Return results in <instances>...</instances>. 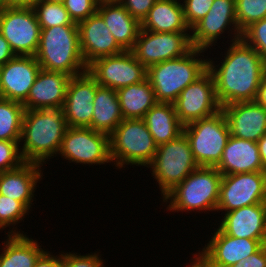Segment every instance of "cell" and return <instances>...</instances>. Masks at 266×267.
<instances>
[{
  "label": "cell",
  "instance_id": "6da1fadb",
  "mask_svg": "<svg viewBox=\"0 0 266 267\" xmlns=\"http://www.w3.org/2000/svg\"><path fill=\"white\" fill-rule=\"evenodd\" d=\"M217 69L208 60V71L214 79L216 97L221 107L236 102L254 101L266 75V63L259 53L242 39L232 43Z\"/></svg>",
  "mask_w": 266,
  "mask_h": 267
},
{
  "label": "cell",
  "instance_id": "7a4b0ae2",
  "mask_svg": "<svg viewBox=\"0 0 266 267\" xmlns=\"http://www.w3.org/2000/svg\"><path fill=\"white\" fill-rule=\"evenodd\" d=\"M68 128L62 108L25 110L21 140V155L25 162L42 164L57 154Z\"/></svg>",
  "mask_w": 266,
  "mask_h": 267
},
{
  "label": "cell",
  "instance_id": "3957f363",
  "mask_svg": "<svg viewBox=\"0 0 266 267\" xmlns=\"http://www.w3.org/2000/svg\"><path fill=\"white\" fill-rule=\"evenodd\" d=\"M35 58L41 69L64 72L71 77L88 70L82 58L78 25L41 28L40 42ZM78 69L82 71H78Z\"/></svg>",
  "mask_w": 266,
  "mask_h": 267
},
{
  "label": "cell",
  "instance_id": "277c9868",
  "mask_svg": "<svg viewBox=\"0 0 266 267\" xmlns=\"http://www.w3.org/2000/svg\"><path fill=\"white\" fill-rule=\"evenodd\" d=\"M201 52H204L203 49L193 48L180 58L160 62L147 69V79L157 102L173 103L188 85L208 70V61L195 59Z\"/></svg>",
  "mask_w": 266,
  "mask_h": 267
},
{
  "label": "cell",
  "instance_id": "5b68a950",
  "mask_svg": "<svg viewBox=\"0 0 266 267\" xmlns=\"http://www.w3.org/2000/svg\"><path fill=\"white\" fill-rule=\"evenodd\" d=\"M221 178L215 167L199 166L164 196V202L171 199L168 208L173 211L216 210Z\"/></svg>",
  "mask_w": 266,
  "mask_h": 267
},
{
  "label": "cell",
  "instance_id": "8992f818",
  "mask_svg": "<svg viewBox=\"0 0 266 267\" xmlns=\"http://www.w3.org/2000/svg\"><path fill=\"white\" fill-rule=\"evenodd\" d=\"M109 145L111 160L119 168L149 165L158 148L143 119H124L109 135Z\"/></svg>",
  "mask_w": 266,
  "mask_h": 267
},
{
  "label": "cell",
  "instance_id": "52a82bcc",
  "mask_svg": "<svg viewBox=\"0 0 266 267\" xmlns=\"http://www.w3.org/2000/svg\"><path fill=\"white\" fill-rule=\"evenodd\" d=\"M183 133L189 141L196 163L203 167H215L219 163L231 136L222 110L184 125Z\"/></svg>",
  "mask_w": 266,
  "mask_h": 267
},
{
  "label": "cell",
  "instance_id": "ba28073f",
  "mask_svg": "<svg viewBox=\"0 0 266 267\" xmlns=\"http://www.w3.org/2000/svg\"><path fill=\"white\" fill-rule=\"evenodd\" d=\"M149 166H152V175L158 181L163 197L199 167L184 133L158 146Z\"/></svg>",
  "mask_w": 266,
  "mask_h": 267
},
{
  "label": "cell",
  "instance_id": "9c48e42d",
  "mask_svg": "<svg viewBox=\"0 0 266 267\" xmlns=\"http://www.w3.org/2000/svg\"><path fill=\"white\" fill-rule=\"evenodd\" d=\"M40 25L32 7H7L0 11V33L15 55L35 56L40 42Z\"/></svg>",
  "mask_w": 266,
  "mask_h": 267
},
{
  "label": "cell",
  "instance_id": "30bf717a",
  "mask_svg": "<svg viewBox=\"0 0 266 267\" xmlns=\"http://www.w3.org/2000/svg\"><path fill=\"white\" fill-rule=\"evenodd\" d=\"M193 49L185 32H152L141 29L131 52L147 69L166 60L180 58Z\"/></svg>",
  "mask_w": 266,
  "mask_h": 267
},
{
  "label": "cell",
  "instance_id": "8fae6325",
  "mask_svg": "<svg viewBox=\"0 0 266 267\" xmlns=\"http://www.w3.org/2000/svg\"><path fill=\"white\" fill-rule=\"evenodd\" d=\"M87 71L100 86L116 91L147 79V68L131 51L96 59L88 66Z\"/></svg>",
  "mask_w": 266,
  "mask_h": 267
},
{
  "label": "cell",
  "instance_id": "7c38bea8",
  "mask_svg": "<svg viewBox=\"0 0 266 267\" xmlns=\"http://www.w3.org/2000/svg\"><path fill=\"white\" fill-rule=\"evenodd\" d=\"M259 203H266V172L222 175L216 210L230 212Z\"/></svg>",
  "mask_w": 266,
  "mask_h": 267
},
{
  "label": "cell",
  "instance_id": "4fadbf2b",
  "mask_svg": "<svg viewBox=\"0 0 266 267\" xmlns=\"http://www.w3.org/2000/svg\"><path fill=\"white\" fill-rule=\"evenodd\" d=\"M179 121L186 125L195 120L213 116L222 110L216 97L212 74L207 70L188 85L173 102Z\"/></svg>",
  "mask_w": 266,
  "mask_h": 267
},
{
  "label": "cell",
  "instance_id": "5bb4252c",
  "mask_svg": "<svg viewBox=\"0 0 266 267\" xmlns=\"http://www.w3.org/2000/svg\"><path fill=\"white\" fill-rule=\"evenodd\" d=\"M59 153L76 163L92 165L112 161L109 136L91 128L68 127Z\"/></svg>",
  "mask_w": 266,
  "mask_h": 267
},
{
  "label": "cell",
  "instance_id": "9a60e30c",
  "mask_svg": "<svg viewBox=\"0 0 266 267\" xmlns=\"http://www.w3.org/2000/svg\"><path fill=\"white\" fill-rule=\"evenodd\" d=\"M98 86L88 71L71 77L62 107L68 127L92 129L93 102Z\"/></svg>",
  "mask_w": 266,
  "mask_h": 267
},
{
  "label": "cell",
  "instance_id": "2e32d148",
  "mask_svg": "<svg viewBox=\"0 0 266 267\" xmlns=\"http://www.w3.org/2000/svg\"><path fill=\"white\" fill-rule=\"evenodd\" d=\"M40 70L35 56L16 55L0 67V98L23 103Z\"/></svg>",
  "mask_w": 266,
  "mask_h": 267
},
{
  "label": "cell",
  "instance_id": "e0dca14e",
  "mask_svg": "<svg viewBox=\"0 0 266 267\" xmlns=\"http://www.w3.org/2000/svg\"><path fill=\"white\" fill-rule=\"evenodd\" d=\"M231 23L236 32L233 42L241 39V31L236 22L235 0H214L209 12L192 28L193 48L206 49L222 34ZM222 32V33H221Z\"/></svg>",
  "mask_w": 266,
  "mask_h": 267
},
{
  "label": "cell",
  "instance_id": "ac0fdd59",
  "mask_svg": "<svg viewBox=\"0 0 266 267\" xmlns=\"http://www.w3.org/2000/svg\"><path fill=\"white\" fill-rule=\"evenodd\" d=\"M77 25L82 58L87 67L96 59L124 51L115 41L113 34L98 12Z\"/></svg>",
  "mask_w": 266,
  "mask_h": 267
},
{
  "label": "cell",
  "instance_id": "d6986e66",
  "mask_svg": "<svg viewBox=\"0 0 266 267\" xmlns=\"http://www.w3.org/2000/svg\"><path fill=\"white\" fill-rule=\"evenodd\" d=\"M70 79L71 76L64 72L41 69L22 103L25 110L62 108Z\"/></svg>",
  "mask_w": 266,
  "mask_h": 267
},
{
  "label": "cell",
  "instance_id": "ffe728a7",
  "mask_svg": "<svg viewBox=\"0 0 266 267\" xmlns=\"http://www.w3.org/2000/svg\"><path fill=\"white\" fill-rule=\"evenodd\" d=\"M231 136L257 142L266 133V109L255 101L222 107Z\"/></svg>",
  "mask_w": 266,
  "mask_h": 267
},
{
  "label": "cell",
  "instance_id": "44dd1931",
  "mask_svg": "<svg viewBox=\"0 0 266 267\" xmlns=\"http://www.w3.org/2000/svg\"><path fill=\"white\" fill-rule=\"evenodd\" d=\"M265 244L266 240L235 238L218 228L203 252L213 267H231L259 251Z\"/></svg>",
  "mask_w": 266,
  "mask_h": 267
},
{
  "label": "cell",
  "instance_id": "7402d4cb",
  "mask_svg": "<svg viewBox=\"0 0 266 267\" xmlns=\"http://www.w3.org/2000/svg\"><path fill=\"white\" fill-rule=\"evenodd\" d=\"M219 229L235 238L266 240V203L227 212Z\"/></svg>",
  "mask_w": 266,
  "mask_h": 267
},
{
  "label": "cell",
  "instance_id": "603a6c76",
  "mask_svg": "<svg viewBox=\"0 0 266 267\" xmlns=\"http://www.w3.org/2000/svg\"><path fill=\"white\" fill-rule=\"evenodd\" d=\"M215 168L222 175L266 172L260 159L257 142L230 136Z\"/></svg>",
  "mask_w": 266,
  "mask_h": 267
},
{
  "label": "cell",
  "instance_id": "cb8c5ba5",
  "mask_svg": "<svg viewBox=\"0 0 266 267\" xmlns=\"http://www.w3.org/2000/svg\"><path fill=\"white\" fill-rule=\"evenodd\" d=\"M97 12L102 16L115 41L124 51H131L141 30V22L120 3H102Z\"/></svg>",
  "mask_w": 266,
  "mask_h": 267
},
{
  "label": "cell",
  "instance_id": "d4e9b609",
  "mask_svg": "<svg viewBox=\"0 0 266 267\" xmlns=\"http://www.w3.org/2000/svg\"><path fill=\"white\" fill-rule=\"evenodd\" d=\"M39 166L25 162L16 169L0 172V194L18 200L30 209L34 187L41 178Z\"/></svg>",
  "mask_w": 266,
  "mask_h": 267
},
{
  "label": "cell",
  "instance_id": "484cf974",
  "mask_svg": "<svg viewBox=\"0 0 266 267\" xmlns=\"http://www.w3.org/2000/svg\"><path fill=\"white\" fill-rule=\"evenodd\" d=\"M141 29L152 32H186L183 6L177 0H156L141 22Z\"/></svg>",
  "mask_w": 266,
  "mask_h": 267
},
{
  "label": "cell",
  "instance_id": "4316f807",
  "mask_svg": "<svg viewBox=\"0 0 266 267\" xmlns=\"http://www.w3.org/2000/svg\"><path fill=\"white\" fill-rule=\"evenodd\" d=\"M143 120L157 146L176 139L183 133L173 103L157 102L144 116Z\"/></svg>",
  "mask_w": 266,
  "mask_h": 267
},
{
  "label": "cell",
  "instance_id": "83f0119b",
  "mask_svg": "<svg viewBox=\"0 0 266 267\" xmlns=\"http://www.w3.org/2000/svg\"><path fill=\"white\" fill-rule=\"evenodd\" d=\"M93 105L92 129L109 136L124 120L117 91L99 85Z\"/></svg>",
  "mask_w": 266,
  "mask_h": 267
},
{
  "label": "cell",
  "instance_id": "f1b7e54d",
  "mask_svg": "<svg viewBox=\"0 0 266 267\" xmlns=\"http://www.w3.org/2000/svg\"><path fill=\"white\" fill-rule=\"evenodd\" d=\"M124 119H143L157 103L155 92L148 79L117 90Z\"/></svg>",
  "mask_w": 266,
  "mask_h": 267
},
{
  "label": "cell",
  "instance_id": "f546056e",
  "mask_svg": "<svg viewBox=\"0 0 266 267\" xmlns=\"http://www.w3.org/2000/svg\"><path fill=\"white\" fill-rule=\"evenodd\" d=\"M0 254V267H34L37 259L45 252L37 242L22 233L11 231Z\"/></svg>",
  "mask_w": 266,
  "mask_h": 267
},
{
  "label": "cell",
  "instance_id": "4dcf8cb0",
  "mask_svg": "<svg viewBox=\"0 0 266 267\" xmlns=\"http://www.w3.org/2000/svg\"><path fill=\"white\" fill-rule=\"evenodd\" d=\"M24 112L22 103L0 98V141H21Z\"/></svg>",
  "mask_w": 266,
  "mask_h": 267
},
{
  "label": "cell",
  "instance_id": "1f68e13d",
  "mask_svg": "<svg viewBox=\"0 0 266 267\" xmlns=\"http://www.w3.org/2000/svg\"><path fill=\"white\" fill-rule=\"evenodd\" d=\"M32 9L35 12L40 28H50L60 25H77L71 19L63 3L38 0Z\"/></svg>",
  "mask_w": 266,
  "mask_h": 267
},
{
  "label": "cell",
  "instance_id": "d6a6232c",
  "mask_svg": "<svg viewBox=\"0 0 266 267\" xmlns=\"http://www.w3.org/2000/svg\"><path fill=\"white\" fill-rule=\"evenodd\" d=\"M236 22L241 33L266 18V0H235Z\"/></svg>",
  "mask_w": 266,
  "mask_h": 267
},
{
  "label": "cell",
  "instance_id": "836d02e7",
  "mask_svg": "<svg viewBox=\"0 0 266 267\" xmlns=\"http://www.w3.org/2000/svg\"><path fill=\"white\" fill-rule=\"evenodd\" d=\"M28 210L22 202L0 194V229L20 221Z\"/></svg>",
  "mask_w": 266,
  "mask_h": 267
},
{
  "label": "cell",
  "instance_id": "e575fe53",
  "mask_svg": "<svg viewBox=\"0 0 266 267\" xmlns=\"http://www.w3.org/2000/svg\"><path fill=\"white\" fill-rule=\"evenodd\" d=\"M241 39L253 47L266 63V18L247 27L242 32Z\"/></svg>",
  "mask_w": 266,
  "mask_h": 267
},
{
  "label": "cell",
  "instance_id": "d590c367",
  "mask_svg": "<svg viewBox=\"0 0 266 267\" xmlns=\"http://www.w3.org/2000/svg\"><path fill=\"white\" fill-rule=\"evenodd\" d=\"M19 143L8 140L0 141V172L16 169L25 163L18 148Z\"/></svg>",
  "mask_w": 266,
  "mask_h": 267
},
{
  "label": "cell",
  "instance_id": "8d00e7d4",
  "mask_svg": "<svg viewBox=\"0 0 266 267\" xmlns=\"http://www.w3.org/2000/svg\"><path fill=\"white\" fill-rule=\"evenodd\" d=\"M63 5L73 22L78 24L95 14L99 4L96 0H64Z\"/></svg>",
  "mask_w": 266,
  "mask_h": 267
},
{
  "label": "cell",
  "instance_id": "74e56055",
  "mask_svg": "<svg viewBox=\"0 0 266 267\" xmlns=\"http://www.w3.org/2000/svg\"><path fill=\"white\" fill-rule=\"evenodd\" d=\"M214 0H185L183 6L184 19L192 29L210 10Z\"/></svg>",
  "mask_w": 266,
  "mask_h": 267
},
{
  "label": "cell",
  "instance_id": "f35d334b",
  "mask_svg": "<svg viewBox=\"0 0 266 267\" xmlns=\"http://www.w3.org/2000/svg\"><path fill=\"white\" fill-rule=\"evenodd\" d=\"M62 267H103V263L96 254L79 256L66 253L62 254Z\"/></svg>",
  "mask_w": 266,
  "mask_h": 267
},
{
  "label": "cell",
  "instance_id": "ab89813d",
  "mask_svg": "<svg viewBox=\"0 0 266 267\" xmlns=\"http://www.w3.org/2000/svg\"><path fill=\"white\" fill-rule=\"evenodd\" d=\"M155 2L156 0H120L119 3L126 8L131 16L142 22Z\"/></svg>",
  "mask_w": 266,
  "mask_h": 267
},
{
  "label": "cell",
  "instance_id": "60d3db41",
  "mask_svg": "<svg viewBox=\"0 0 266 267\" xmlns=\"http://www.w3.org/2000/svg\"><path fill=\"white\" fill-rule=\"evenodd\" d=\"M231 267H266V244L253 255L240 260Z\"/></svg>",
  "mask_w": 266,
  "mask_h": 267
},
{
  "label": "cell",
  "instance_id": "b9f144b4",
  "mask_svg": "<svg viewBox=\"0 0 266 267\" xmlns=\"http://www.w3.org/2000/svg\"><path fill=\"white\" fill-rule=\"evenodd\" d=\"M61 257V258H60ZM57 258L44 252L36 261L34 267H62V254Z\"/></svg>",
  "mask_w": 266,
  "mask_h": 267
},
{
  "label": "cell",
  "instance_id": "7bdbcfd3",
  "mask_svg": "<svg viewBox=\"0 0 266 267\" xmlns=\"http://www.w3.org/2000/svg\"><path fill=\"white\" fill-rule=\"evenodd\" d=\"M8 41L0 33V67L15 57Z\"/></svg>",
  "mask_w": 266,
  "mask_h": 267
},
{
  "label": "cell",
  "instance_id": "ee69618b",
  "mask_svg": "<svg viewBox=\"0 0 266 267\" xmlns=\"http://www.w3.org/2000/svg\"><path fill=\"white\" fill-rule=\"evenodd\" d=\"M254 101L262 105L266 109V75L263 77L259 85L257 95Z\"/></svg>",
  "mask_w": 266,
  "mask_h": 267
},
{
  "label": "cell",
  "instance_id": "f6af8a7d",
  "mask_svg": "<svg viewBox=\"0 0 266 267\" xmlns=\"http://www.w3.org/2000/svg\"><path fill=\"white\" fill-rule=\"evenodd\" d=\"M38 0H4L7 7H32Z\"/></svg>",
  "mask_w": 266,
  "mask_h": 267
},
{
  "label": "cell",
  "instance_id": "bcb514c9",
  "mask_svg": "<svg viewBox=\"0 0 266 267\" xmlns=\"http://www.w3.org/2000/svg\"><path fill=\"white\" fill-rule=\"evenodd\" d=\"M260 159L263 167L266 170V133L257 141Z\"/></svg>",
  "mask_w": 266,
  "mask_h": 267
},
{
  "label": "cell",
  "instance_id": "7dc6e473",
  "mask_svg": "<svg viewBox=\"0 0 266 267\" xmlns=\"http://www.w3.org/2000/svg\"><path fill=\"white\" fill-rule=\"evenodd\" d=\"M199 257H195L194 260H196V262H194V264L192 266L189 267H213L211 265L210 259L208 258V256L202 252V254L199 252Z\"/></svg>",
  "mask_w": 266,
  "mask_h": 267
},
{
  "label": "cell",
  "instance_id": "c3c4849f",
  "mask_svg": "<svg viewBox=\"0 0 266 267\" xmlns=\"http://www.w3.org/2000/svg\"><path fill=\"white\" fill-rule=\"evenodd\" d=\"M98 4L102 3H119L120 0H96Z\"/></svg>",
  "mask_w": 266,
  "mask_h": 267
},
{
  "label": "cell",
  "instance_id": "681fc988",
  "mask_svg": "<svg viewBox=\"0 0 266 267\" xmlns=\"http://www.w3.org/2000/svg\"><path fill=\"white\" fill-rule=\"evenodd\" d=\"M41 1L63 3L64 0H41Z\"/></svg>",
  "mask_w": 266,
  "mask_h": 267
},
{
  "label": "cell",
  "instance_id": "f907efd6",
  "mask_svg": "<svg viewBox=\"0 0 266 267\" xmlns=\"http://www.w3.org/2000/svg\"><path fill=\"white\" fill-rule=\"evenodd\" d=\"M5 7L4 0H0V11Z\"/></svg>",
  "mask_w": 266,
  "mask_h": 267
}]
</instances>
